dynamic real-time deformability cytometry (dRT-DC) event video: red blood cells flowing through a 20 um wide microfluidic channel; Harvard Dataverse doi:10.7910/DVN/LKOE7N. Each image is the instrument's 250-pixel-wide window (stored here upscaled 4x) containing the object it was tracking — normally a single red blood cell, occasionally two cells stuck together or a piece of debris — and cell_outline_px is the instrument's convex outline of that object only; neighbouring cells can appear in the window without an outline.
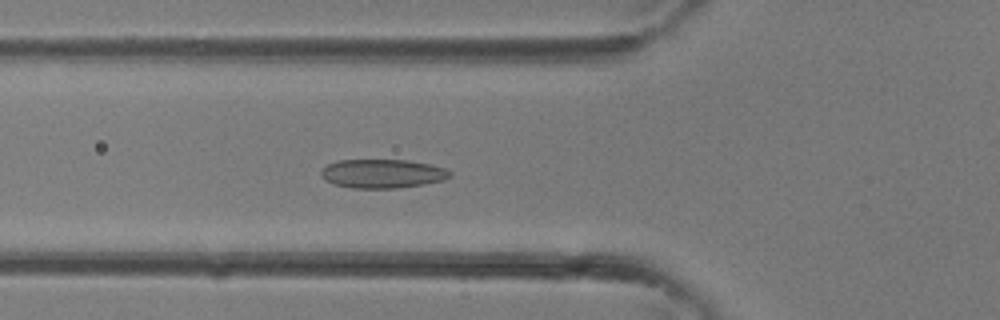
{"species": "common noctule bat (a hibernating species)", "species_latin": "Nyctalus noctula", "temperature_condition": "room temperature", "stored_images_in_passage": 36, "camera_frame_rate_fps": 3000, "um_per_image_px": 0.085, "animal": {"sex": "female"}, "frame": {"image": 1, "passage_image": 13, "time_ms": 4.0, "image_size_px": [1000, 320], "cell_outline_px": [[452, 176], [444, 180], [424, 184], [396, 188], [352, 188], [332, 184], [324, 180], [320, 176], [320, 172], [328, 164], [336, 160], [408, 160], [428, 164], [444, 168], [452, 172]], "centroid_in_image_um": [32.48, 14.76], "position_along_channel_um": 93.3, "area_um2": 21.79}}
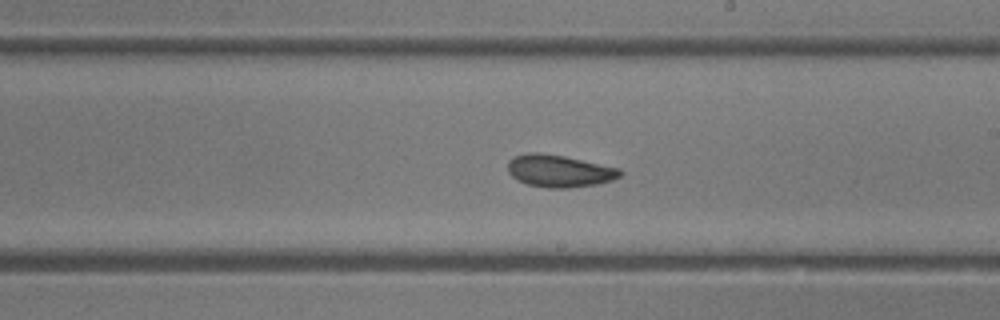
{"frame": {"image": 2, "passage_image": 21, "time_ms": 6.667, "image_size_px": [1000, 320], "cell_outline_px": [[624, 172], [620, 176], [612, 180], [596, 184], [568, 188], [548, 188], [528, 184], [516, 180], [508, 172], [508, 160], [512, 156], [528, 152], [540, 152], [564, 156], [620, 168]], "centroid_in_image_um": [47.51, 14.52], "position_along_channel_um": 241.5, "area_um2": 21.27}}
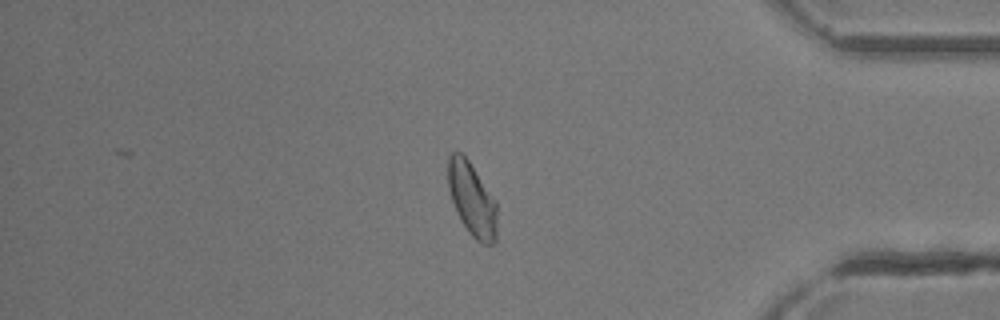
{"frame": {"image": 3, "passage_image": 31, "time_ms": 10.0, "image_size_px": [1000, 320], "cell_outline_px": [[496, 240], [492, 244], [480, 244], [468, 232], [456, 212], [448, 188], [448, 156], [452, 152], [460, 152], [468, 160], [496, 200]], "centroid_in_image_um": [40.11, 16.96], "position_along_channel_um": 395.1, "area_um2": 20.92}}